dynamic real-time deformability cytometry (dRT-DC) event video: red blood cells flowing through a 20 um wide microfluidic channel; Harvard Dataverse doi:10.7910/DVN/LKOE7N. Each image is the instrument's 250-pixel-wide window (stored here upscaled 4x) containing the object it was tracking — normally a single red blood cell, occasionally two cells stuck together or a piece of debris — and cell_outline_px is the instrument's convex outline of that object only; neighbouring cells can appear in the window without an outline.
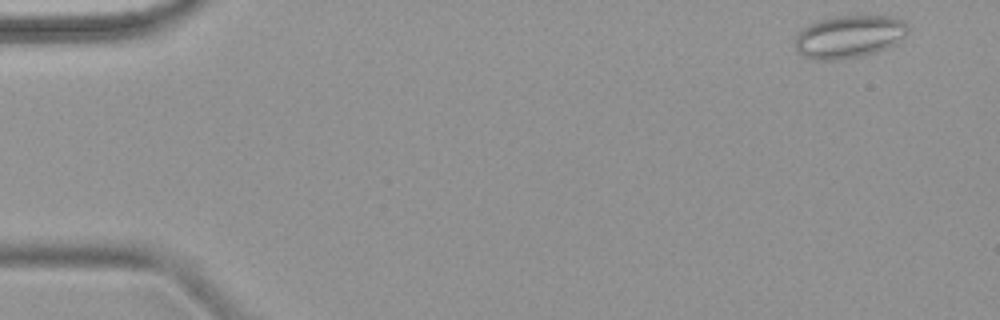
{"species": "common noctule bat (a hibernating species)", "species_latin": "Nyctalus noctula", "temperature_condition": "warm", "stored_images_in_passage": 6, "camera_frame_rate_fps": 3000, "um_per_image_px": 0.085, "animal": {"sex": "female", "body_mass_g": 18.4}, "frame": {"image": 1, "passage_image": 1, "time_ms": 0.0, "image_size_px": [1000, 320], "cell_outline_px": [[908, 32], [904, 36], [892, 44], [884, 48], [860, 56], [836, 60], [816, 60], [800, 56], [796, 48], [796, 36], [808, 24], [816, 20], [836, 16], [896, 16], [904, 20], [908, 28]], "centroid_in_image_um": [72.14, 3.1], "position_along_channel_um": 12.9, "area_um2": 27.92}}